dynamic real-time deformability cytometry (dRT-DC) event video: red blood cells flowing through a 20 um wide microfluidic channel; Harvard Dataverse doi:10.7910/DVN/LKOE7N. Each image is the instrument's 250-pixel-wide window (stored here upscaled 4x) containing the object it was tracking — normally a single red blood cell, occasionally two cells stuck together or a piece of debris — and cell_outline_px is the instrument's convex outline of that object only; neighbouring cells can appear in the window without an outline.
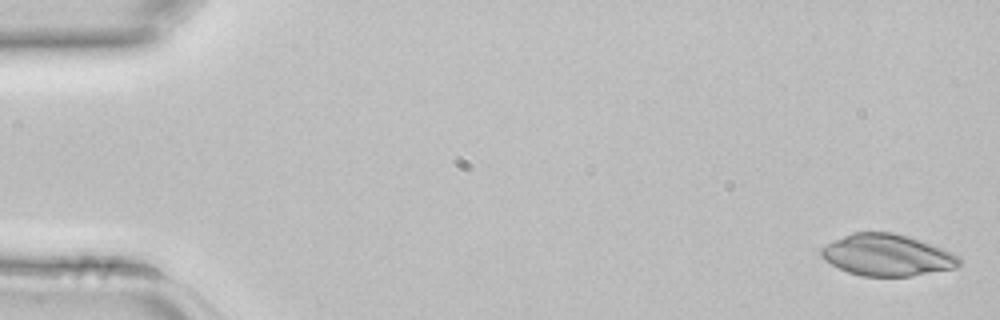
{"species": "common noctule bat (a hibernating species)", "species_latin": "Nyctalus noctula", "temperature_condition": "room temperature", "stored_images_in_passage": 4, "camera_frame_rate_fps": 3000, "um_per_image_px": 0.085, "animal": {"sex": "female", "body_mass_g": 22.7, "forearm_length_mm": 54.2}, "frame": {"image": 1, "passage_image": 1, "time_ms": 0.0, "image_size_px": [1000, 320], "cell_outline_px": [[960, 264], [956, 268], [912, 276], [860, 276], [848, 272], [824, 260], [820, 256], [820, 248], [852, 232], [892, 232], [908, 236], [952, 252], [960, 256]], "centroid_in_image_um": [75.41, 21.69], "position_along_channel_um": 9.6, "area_um2": 33.35}}